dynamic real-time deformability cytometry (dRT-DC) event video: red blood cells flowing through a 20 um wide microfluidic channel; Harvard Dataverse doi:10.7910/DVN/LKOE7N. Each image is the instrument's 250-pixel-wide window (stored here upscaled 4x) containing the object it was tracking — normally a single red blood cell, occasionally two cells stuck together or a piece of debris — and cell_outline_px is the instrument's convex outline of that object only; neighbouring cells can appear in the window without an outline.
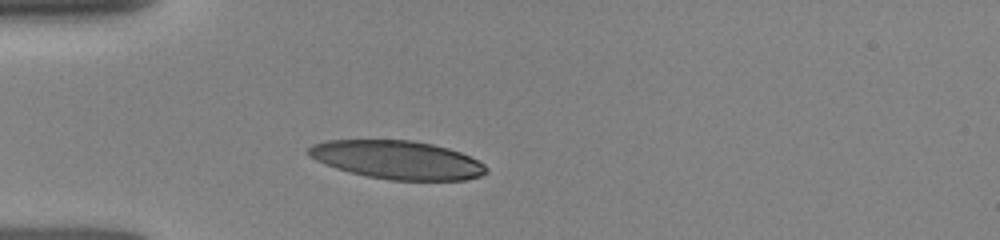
{"species": "human", "species_latin": "Homo sapiens", "temperature_condition": "room temperature", "stored_images_in_passage": 23, "camera_frame_rate_fps": 3000, "um_per_image_px": 0.085, "donor": {"sex": "female"}, "frame": {"image": 1, "passage_image": 3, "time_ms": 1.0, "image_size_px": [1000, 240], "cell_outline_px": [[488, 172], [480, 176], [464, 180], [392, 180], [368, 176], [348, 172], [324, 164], [308, 156], [304, 152], [312, 144], [328, 140], [412, 140], [432, 144], [448, 148], [460, 152], [484, 164], [488, 168]], "centroid_in_image_um": [33.73, 13.58], "position_along_channel_um": 51.3, "area_um2": 39.82}}
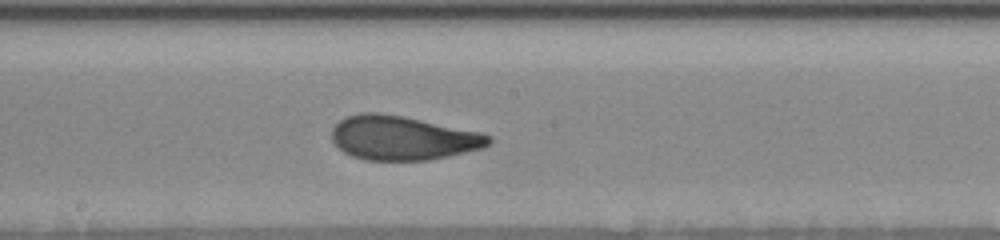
{"frame": {"image": 2, "passage_image": 14, "time_ms": 5.333, "image_size_px": [1000, 240], "cell_outline_px": [[492, 140], [488, 144], [480, 148], [448, 156], [428, 160], [364, 160], [352, 156], [344, 152], [332, 140], [332, 128], [340, 120], [348, 116], [360, 112], [380, 112], [480, 132], [492, 136]], "centroid_in_image_um": [34.19, 11.73], "position_along_channel_um": 214.0, "area_um2": 39.94}}
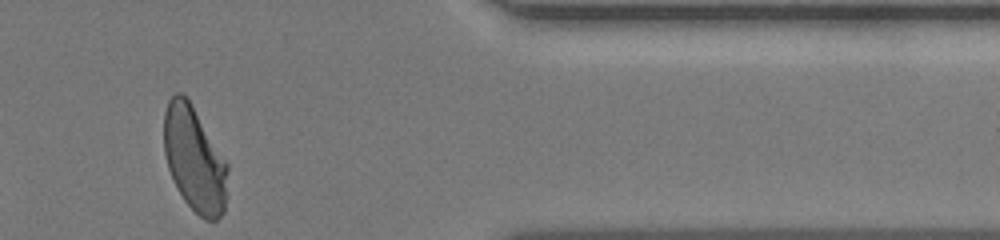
{"frame": {"image": 3, "passage_image": 23, "time_ms": 10.333, "image_size_px": [1000, 240], "cell_outline_px": [[228, 168], [224, 212], [216, 220], [204, 220], [184, 200], [168, 168], [164, 152], [164, 112], [168, 100], [176, 92], [180, 92], [192, 104], [228, 164]], "centroid_in_image_um": [16.52, 13.52], "position_along_channel_um": 394.9, "area_um2": 38.67}}